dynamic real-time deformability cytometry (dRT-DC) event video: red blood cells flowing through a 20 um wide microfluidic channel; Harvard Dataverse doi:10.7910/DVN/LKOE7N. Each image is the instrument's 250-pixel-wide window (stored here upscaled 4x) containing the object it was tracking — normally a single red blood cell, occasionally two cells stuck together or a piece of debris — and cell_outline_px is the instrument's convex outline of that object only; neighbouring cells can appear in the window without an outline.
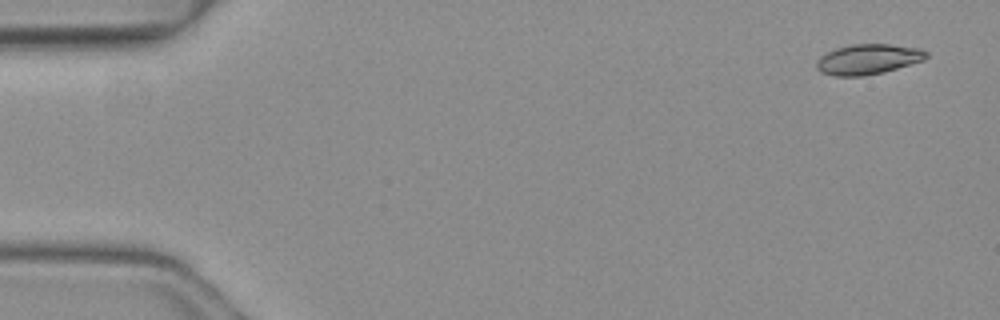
{"species": "common noctule bat (a hibernating species)", "species_latin": "Nyctalus noctula", "temperature_condition": "warm", "stored_images_in_passage": 4, "camera_frame_rate_fps": 3000, "um_per_image_px": 0.085, "animal": {"sex": "female", "body_mass_g": 19.3, "forearm_length_mm": 54.1}, "frame": {"image": 1, "passage_image": 1, "time_ms": 0.0, "image_size_px": [1000, 320], "cell_outline_px": [[928, 56], [924, 60], [884, 72], [864, 76], [836, 76], [820, 72], [816, 68], [816, 60], [820, 56], [836, 48], [852, 44], [888, 44], [920, 48], [928, 52]], "centroid_in_image_um": [73.78, 5.04], "position_along_channel_um": 11.2, "area_um2": 19.42}}
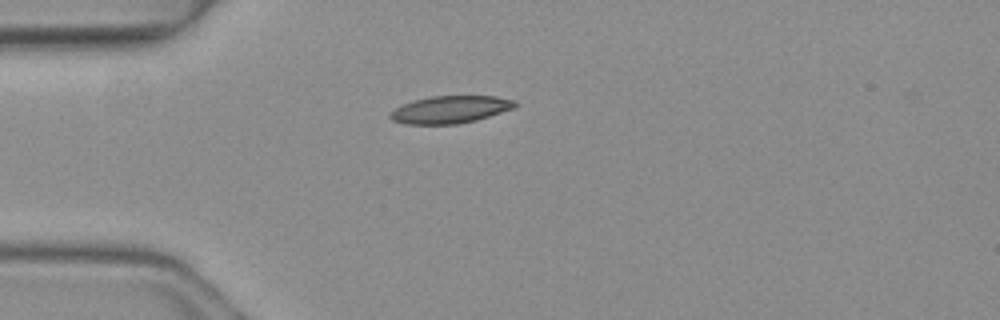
{"frame": {"image": 2, "passage_image": 4, "time_ms": 1.0, "image_size_px": [1000, 320], "cell_outline_px": [[520, 104], [512, 108], [476, 120], [456, 124], [404, 124], [392, 120], [388, 116], [396, 108], [404, 104], [416, 100], [432, 96], [496, 96], [516, 100]], "centroid_in_image_um": [38.29, 9.31], "position_along_channel_um": 46.7, "area_um2": 19.71}}